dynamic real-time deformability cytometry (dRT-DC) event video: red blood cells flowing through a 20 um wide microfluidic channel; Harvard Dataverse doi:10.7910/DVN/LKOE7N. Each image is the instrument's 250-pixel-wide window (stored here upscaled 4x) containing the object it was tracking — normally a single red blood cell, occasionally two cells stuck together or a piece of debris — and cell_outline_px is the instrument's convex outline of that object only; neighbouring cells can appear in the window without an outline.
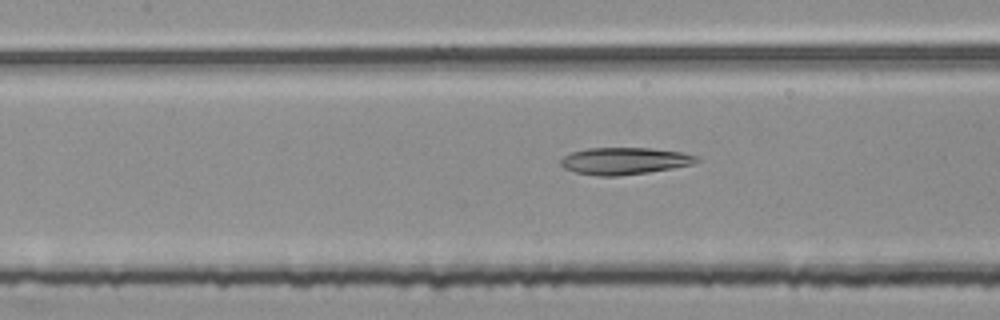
{"species": "common noctule bat (a hibernating species)", "species_latin": "Nyctalus noctula", "temperature_condition": "room temperature", "stored_images_in_passage": 39, "camera_frame_rate_fps": 3000, "um_per_image_px": 0.085, "animal": {"sex": "female", "body_mass_g": 25.1}, "frame": {"image": 1, "passage_image": 9, "time_ms": 2.667, "image_size_px": [1000, 320], "cell_outline_px": [[700, 160], [692, 164], [672, 168], [648, 172], [616, 176], [600, 176], [576, 172], [564, 168], [560, 164], [560, 160], [564, 156], [572, 152], [588, 148], [652, 148], [680, 152], [700, 156]], "centroid_in_image_um": [53.09, 13.67], "position_along_channel_um": 154.3, "area_um2": 21.27}}
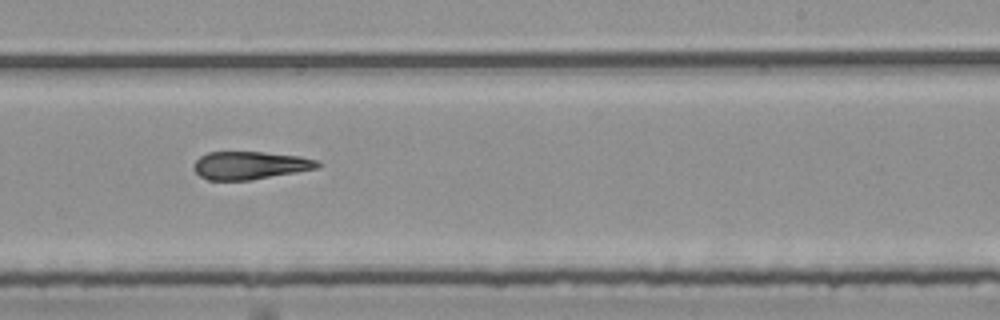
{"frame": {"image": 2, "passage_image": 18, "time_ms": 5.667, "image_size_px": [1000, 320], "cell_outline_px": [[320, 164], [316, 168], [296, 172], [252, 180], [208, 180], [200, 176], [192, 168], [192, 164], [200, 156], [208, 152], [264, 152], [300, 156], [316, 160]], "centroid_in_image_um": [21.2, 14.05], "position_along_channel_um": 267.8, "area_um2": 20.11}}
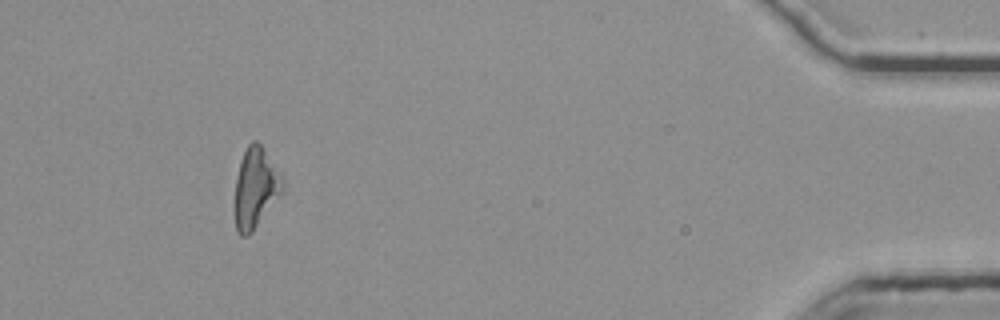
{"frame": {"image": 3, "passage_image": 35, "time_ms": 11.333, "image_size_px": [1000, 320], "cell_outline_px": [[284, 188], [252, 232], [248, 236], [240, 236], [236, 232], [236, 176], [244, 152], [248, 144], [252, 140], [256, 140], [260, 144], [284, 180]], "centroid_in_image_um": [21.71, 15.97], "position_along_channel_um": 413.5, "area_um2": 21.62}, "authors_computed_cell_mechanics": {"area_um2": 21.2704, "velocity_mm_per_s": 3.7962, "shape_relaxation_time_tau1_ms": null, "shape_relaxation_time_tau2_ms": 7.7193, "deformation_change_tau1": null, "deformation_change_tau2": 0.2218}}